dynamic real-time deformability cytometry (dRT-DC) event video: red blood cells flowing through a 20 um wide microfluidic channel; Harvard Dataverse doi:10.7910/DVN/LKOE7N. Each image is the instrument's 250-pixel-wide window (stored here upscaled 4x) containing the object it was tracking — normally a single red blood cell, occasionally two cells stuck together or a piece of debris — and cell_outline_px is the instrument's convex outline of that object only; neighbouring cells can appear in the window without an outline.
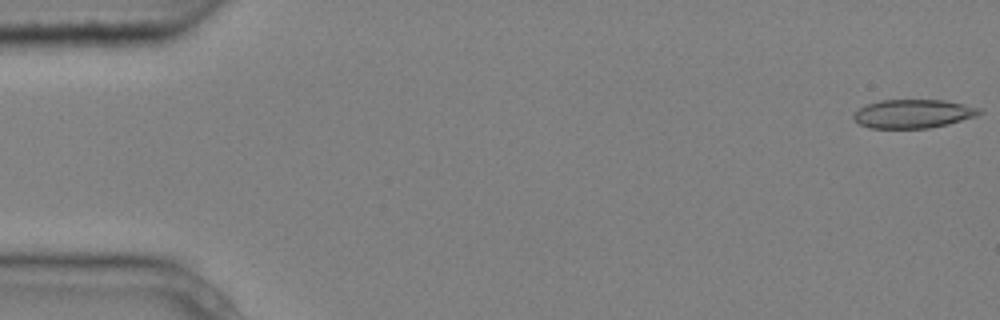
{"species": "common noctule bat (a hibernating species)", "species_latin": "Nyctalus noctula", "temperature_condition": "cold", "stored_images_in_passage": 6, "segment_of_instrument_passage": [2, 2], "camera_frame_rate_fps": 3000, "um_per_image_px": 0.085, "animal": {"sex": "male", "body_mass_g": 20.4}, "frame": {"image": 1, "passage_image": 6, "time_ms": 1.667, "image_size_px": [1000, 320], "cell_outline_px": [[984, 112], [976, 116], [948, 124], [928, 128], [868, 128], [860, 124], [852, 116], [860, 108], [868, 104], [880, 100], [944, 100], [984, 108]], "centroid_in_image_um": [77.68, 9.66], "position_along_channel_um": 7.3, "area_um2": 21.04}}